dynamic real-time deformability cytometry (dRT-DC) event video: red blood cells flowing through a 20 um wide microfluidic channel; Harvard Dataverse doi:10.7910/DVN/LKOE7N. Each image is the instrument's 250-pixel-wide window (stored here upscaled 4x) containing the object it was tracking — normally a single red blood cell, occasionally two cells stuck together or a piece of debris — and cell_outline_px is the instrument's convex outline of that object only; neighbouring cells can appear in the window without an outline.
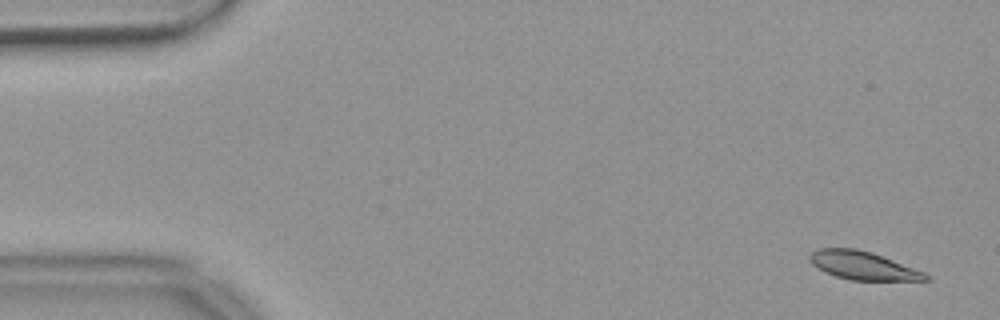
{"species": "common noctule bat (a hibernating species)", "species_latin": "Nyctalus noctula", "temperature_condition": "warm", "stored_images_in_passage": 15, "camera_frame_rate_fps": 3000, "um_per_image_px": 0.085, "animal": {"sex": "female", "body_mass_g": 18.4}, "frame": {"image": 1, "passage_image": 3, "time_ms": 0.667, "image_size_px": [1000, 320], "cell_outline_px": [[928, 280], [852, 280], [836, 276], [824, 272], [816, 268], [808, 260], [808, 256], [812, 252], [820, 248], [856, 248], [872, 252], [924, 272], [928, 276]], "centroid_in_image_um": [73.28, 22.56], "position_along_channel_um": 11.7, "area_um2": 18.96}}
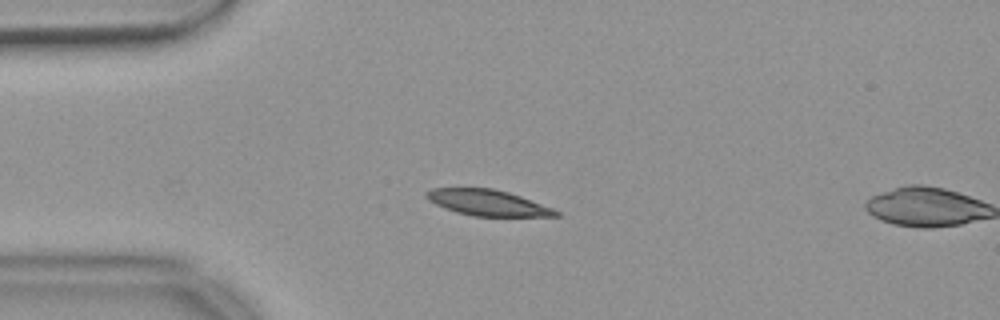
{"frame": {"image": 2, "passage_image": 14, "time_ms": 4.333, "image_size_px": [1000, 320], "cell_outline_px": [[560, 216], [472, 216], [456, 212], [444, 208], [428, 200], [424, 196], [424, 192], [432, 188], [492, 188], [508, 192], [520, 196], [552, 208], [560, 212]], "centroid_in_image_um": [41.4, 17.23], "position_along_channel_um": 43.6, "area_um2": 19.48}}